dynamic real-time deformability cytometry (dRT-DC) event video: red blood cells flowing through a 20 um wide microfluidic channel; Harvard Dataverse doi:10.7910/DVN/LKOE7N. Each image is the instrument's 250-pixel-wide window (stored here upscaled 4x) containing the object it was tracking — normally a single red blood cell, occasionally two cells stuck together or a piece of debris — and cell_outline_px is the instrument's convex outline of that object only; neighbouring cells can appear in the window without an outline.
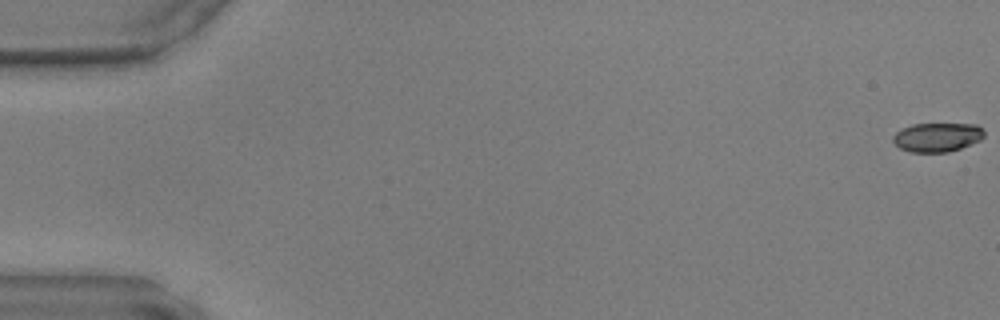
{"species": "common noctule bat (a hibernating species)", "species_latin": "Nyctalus noctula", "temperature_condition": "warm", "stored_images_in_passage": 49, "camera_frame_rate_fps": 3000, "um_per_image_px": 0.085, "animal": {"sex": "male", "body_mass_g": 17.9, "forearm_length_mm": 54.2}, "frame": {"image": 1, "passage_image": 1, "time_ms": 0.0, "image_size_px": [1000, 320], "cell_outline_px": [[984, 136], [980, 140], [960, 148], [948, 152], [908, 152], [900, 148], [892, 140], [892, 136], [896, 132], [912, 124], [976, 124], [984, 128]], "centroid_in_image_um": [79.67, 11.66], "position_along_channel_um": 5.3, "area_um2": 15.43}}
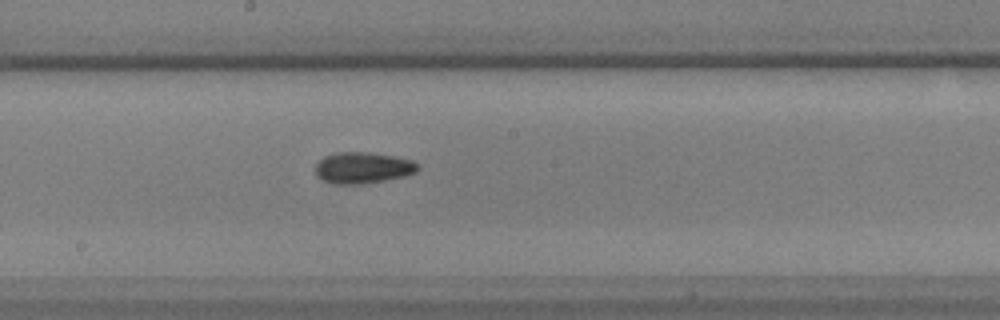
{"frame": {"image": 2, "passage_image": 27, "time_ms": 8.667, "image_size_px": [1000, 320], "cell_outline_px": [[420, 168], [416, 172], [404, 176], [364, 184], [332, 184], [320, 180], [316, 176], [316, 164], [324, 156], [336, 152], [368, 152], [392, 156], [412, 160], [420, 164]], "centroid_in_image_um": [30.82, 14.27], "position_along_channel_um": 217.4, "area_um2": 18.84}}
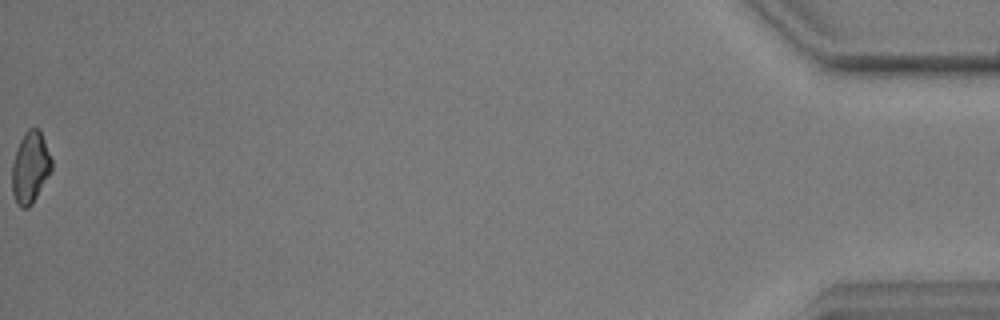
{"frame": {"image": 3, "passage_image": 49, "time_ms": 16.0, "image_size_px": [1000, 320], "cell_outline_px": [[52, 172], [32, 204], [28, 208], [20, 208], [16, 204], [12, 192], [12, 164], [16, 148], [24, 132], [28, 128], [40, 128], [52, 160]], "centroid_in_image_um": [2.58, 14.24], "position_along_channel_um": 432.6, "area_um2": 16.88}}